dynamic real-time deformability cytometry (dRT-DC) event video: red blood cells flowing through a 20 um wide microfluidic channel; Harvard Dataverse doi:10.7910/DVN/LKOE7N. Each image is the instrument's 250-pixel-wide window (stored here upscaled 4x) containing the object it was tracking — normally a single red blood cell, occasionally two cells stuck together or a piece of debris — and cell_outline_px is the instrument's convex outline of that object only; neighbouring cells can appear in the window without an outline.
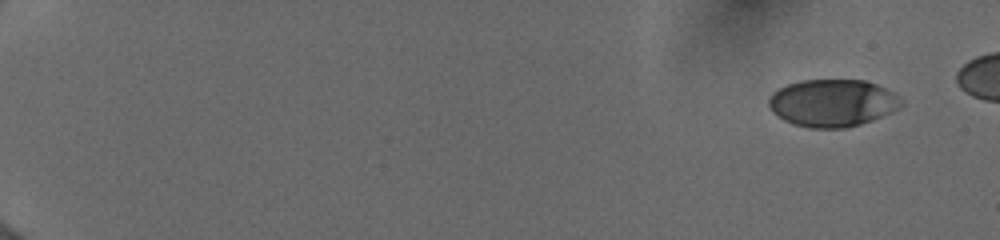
{"species": "human", "species_latin": "Homo sapiens", "temperature_condition": "cold", "stored_images_in_passage": 51, "camera_frame_rate_fps": 3000, "um_per_image_px": 0.085, "donor": {"sex": "female"}, "frame": {"image": 1, "passage_image": 1, "time_ms": 0.0, "image_size_px": [1000, 240], "cell_outline_px": [[904, 104], [900, 108], [872, 120], [860, 124], [844, 128], [808, 128], [792, 124], [784, 120], [772, 112], [768, 104], [768, 100], [772, 92], [788, 84], [800, 80], [864, 80], [876, 84], [892, 92], [904, 100]], "centroid_in_image_um": [70.75, 8.75], "position_along_channel_um": 14.2, "area_um2": 36.7}}
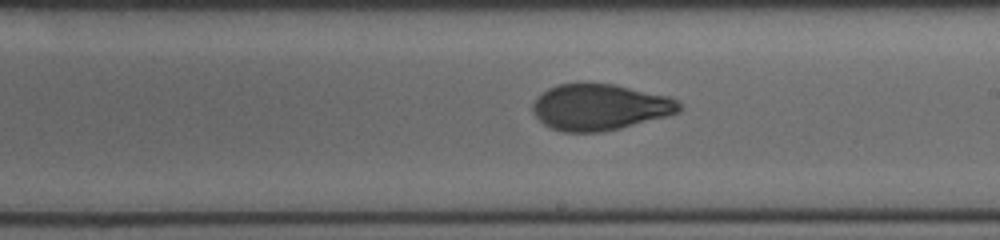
{"frame": {"image": 2, "passage_image": 32, "time_ms": 10.333, "image_size_px": [1000, 240], "cell_outline_px": [[680, 112], [668, 116], [620, 128], [600, 132], [564, 132], [552, 128], [544, 124], [532, 112], [532, 104], [536, 96], [540, 92], [556, 84], [616, 84], [672, 96], [680, 104]], "centroid_in_image_um": [50.99, 9.1], "position_along_channel_um": 238.0, "area_um2": 39.71}}
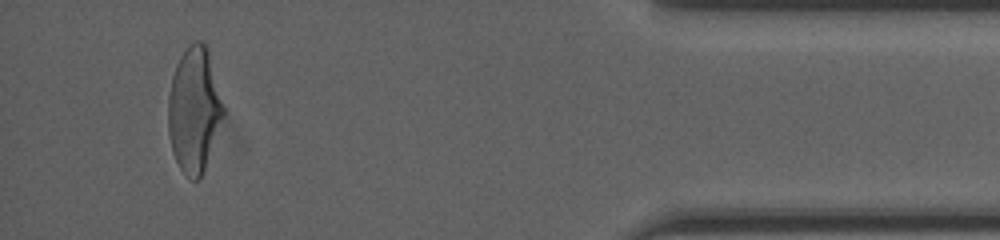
{"frame": {"image": 3, "passage_image": 49, "time_ms": 16.0, "image_size_px": [1000, 240], "cell_outline_px": [[224, 112], [200, 180], [188, 180], [180, 168], [172, 152], [168, 132], [168, 96], [172, 76], [176, 64], [180, 56], [188, 44], [196, 40], [200, 40], [208, 48], [224, 108]], "centroid_in_image_um": [16.47, 9.32], "position_along_channel_um": 418.7, "area_um2": 40.06}}